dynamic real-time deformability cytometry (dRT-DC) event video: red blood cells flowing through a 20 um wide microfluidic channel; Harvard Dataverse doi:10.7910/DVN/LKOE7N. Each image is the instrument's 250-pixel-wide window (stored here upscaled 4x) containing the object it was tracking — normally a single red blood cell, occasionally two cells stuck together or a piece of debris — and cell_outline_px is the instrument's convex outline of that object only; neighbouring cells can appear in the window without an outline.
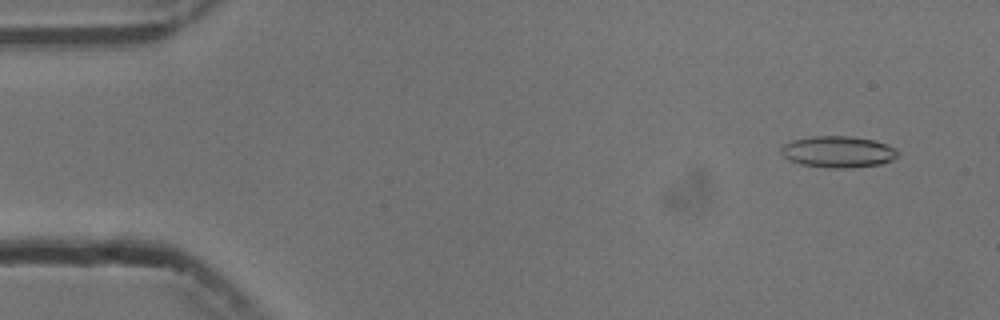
{"species": "common noctule bat (a hibernating species)", "species_latin": "Nyctalus noctula", "temperature_condition": "cold", "stored_images_in_passage": 50, "camera_frame_rate_fps": 3000, "um_per_image_px": 0.085, "animal": {"sex": "male", "body_mass_g": 13.3}, "frame": {"image": 1, "passage_image": 4, "time_ms": 1.0, "image_size_px": [1000, 320], "cell_outline_px": [[900, 156], [892, 160], [880, 164], [844, 168], [828, 168], [800, 164], [788, 160], [780, 152], [780, 148], [784, 144], [792, 140], [812, 136], [852, 136], [872, 140], [888, 144], [896, 148], [900, 152]], "centroid_in_image_um": [71.25, 12.9], "position_along_channel_um": 13.7, "area_um2": 21.62}}
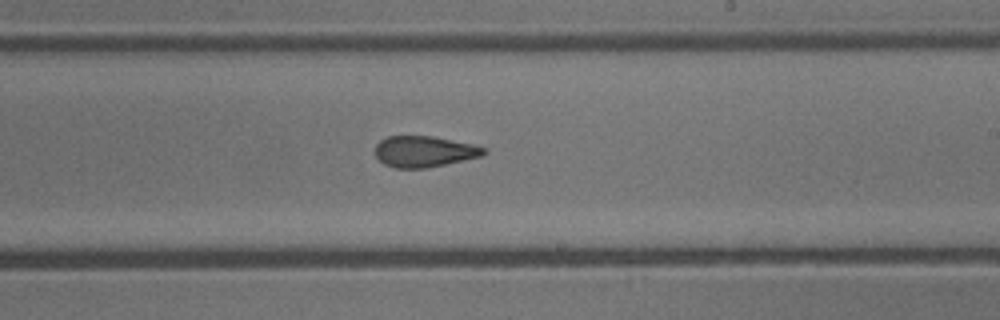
{"frame": {"image": 2, "passage_image": 32, "time_ms": 10.333, "image_size_px": [1000, 320], "cell_outline_px": [[488, 152], [484, 156], [428, 168], [396, 168], [384, 164], [376, 156], [376, 144], [380, 140], [388, 136], [432, 136], [476, 144], [488, 148]], "centroid_in_image_um": [36.14, 12.88], "position_along_channel_um": 252.9, "area_um2": 20.0}}
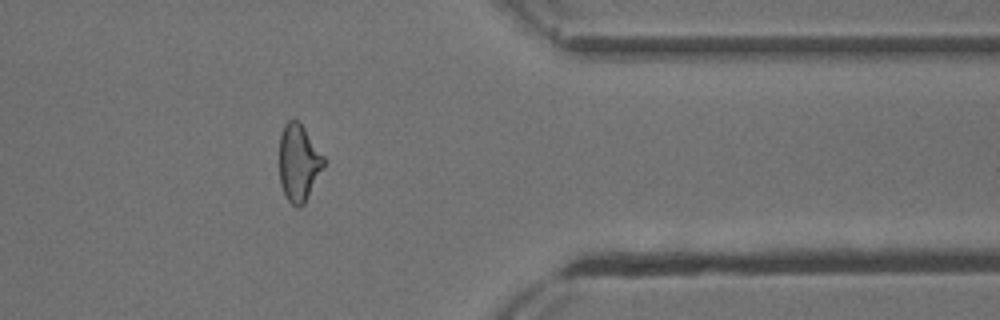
{"frame": {"image": 3, "passage_image": 44, "time_ms": 14.333, "image_size_px": [1000, 320], "cell_outline_px": [[324, 164], [304, 204], [300, 208], [296, 208], [288, 200], [280, 184], [280, 136], [284, 124], [288, 120], [296, 120], [304, 128], [324, 156]], "centroid_in_image_um": [25.37, 13.84], "position_along_channel_um": 386.0, "area_um2": 19.54}}